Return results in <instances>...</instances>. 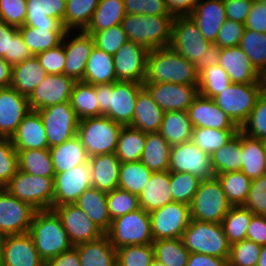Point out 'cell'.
Returning <instances> with one entry per match:
<instances>
[{"label":"cell","mask_w":266,"mask_h":266,"mask_svg":"<svg viewBox=\"0 0 266 266\" xmlns=\"http://www.w3.org/2000/svg\"><path fill=\"white\" fill-rule=\"evenodd\" d=\"M75 80L65 74L47 75L28 97L30 110L70 102Z\"/></svg>","instance_id":"obj_19"},{"label":"cell","mask_w":266,"mask_h":266,"mask_svg":"<svg viewBox=\"0 0 266 266\" xmlns=\"http://www.w3.org/2000/svg\"><path fill=\"white\" fill-rule=\"evenodd\" d=\"M202 180L187 172H170L173 202L190 205Z\"/></svg>","instance_id":"obj_54"},{"label":"cell","mask_w":266,"mask_h":266,"mask_svg":"<svg viewBox=\"0 0 266 266\" xmlns=\"http://www.w3.org/2000/svg\"><path fill=\"white\" fill-rule=\"evenodd\" d=\"M138 199L140 208L149 213L172 203L170 171L153 172L149 182L139 194Z\"/></svg>","instance_id":"obj_29"},{"label":"cell","mask_w":266,"mask_h":266,"mask_svg":"<svg viewBox=\"0 0 266 266\" xmlns=\"http://www.w3.org/2000/svg\"><path fill=\"white\" fill-rule=\"evenodd\" d=\"M66 31L64 34V74L75 81H82L87 60L95 46L93 36L85 31ZM73 34V35H71ZM71 37V39H70Z\"/></svg>","instance_id":"obj_21"},{"label":"cell","mask_w":266,"mask_h":266,"mask_svg":"<svg viewBox=\"0 0 266 266\" xmlns=\"http://www.w3.org/2000/svg\"><path fill=\"white\" fill-rule=\"evenodd\" d=\"M27 0H0V21L17 28L25 24Z\"/></svg>","instance_id":"obj_62"},{"label":"cell","mask_w":266,"mask_h":266,"mask_svg":"<svg viewBox=\"0 0 266 266\" xmlns=\"http://www.w3.org/2000/svg\"><path fill=\"white\" fill-rule=\"evenodd\" d=\"M210 42L204 39L190 16L174 17L170 47L191 63L200 74L204 70V55Z\"/></svg>","instance_id":"obj_7"},{"label":"cell","mask_w":266,"mask_h":266,"mask_svg":"<svg viewBox=\"0 0 266 266\" xmlns=\"http://www.w3.org/2000/svg\"><path fill=\"white\" fill-rule=\"evenodd\" d=\"M33 55L25 45L23 38L18 31L10 40L9 46V64L14 66L18 63L31 58Z\"/></svg>","instance_id":"obj_68"},{"label":"cell","mask_w":266,"mask_h":266,"mask_svg":"<svg viewBox=\"0 0 266 266\" xmlns=\"http://www.w3.org/2000/svg\"><path fill=\"white\" fill-rule=\"evenodd\" d=\"M246 239L259 245H266V216L253 215L248 226Z\"/></svg>","instance_id":"obj_69"},{"label":"cell","mask_w":266,"mask_h":266,"mask_svg":"<svg viewBox=\"0 0 266 266\" xmlns=\"http://www.w3.org/2000/svg\"><path fill=\"white\" fill-rule=\"evenodd\" d=\"M159 133L171 145L191 140L193 125L187 111H166Z\"/></svg>","instance_id":"obj_39"},{"label":"cell","mask_w":266,"mask_h":266,"mask_svg":"<svg viewBox=\"0 0 266 266\" xmlns=\"http://www.w3.org/2000/svg\"><path fill=\"white\" fill-rule=\"evenodd\" d=\"M149 50L128 40L113 55L117 81L144 83Z\"/></svg>","instance_id":"obj_17"},{"label":"cell","mask_w":266,"mask_h":266,"mask_svg":"<svg viewBox=\"0 0 266 266\" xmlns=\"http://www.w3.org/2000/svg\"><path fill=\"white\" fill-rule=\"evenodd\" d=\"M171 147L159 132H148L140 161L153 172L168 171Z\"/></svg>","instance_id":"obj_37"},{"label":"cell","mask_w":266,"mask_h":266,"mask_svg":"<svg viewBox=\"0 0 266 266\" xmlns=\"http://www.w3.org/2000/svg\"><path fill=\"white\" fill-rule=\"evenodd\" d=\"M239 47L250 58L257 72L266 66V33L245 29Z\"/></svg>","instance_id":"obj_52"},{"label":"cell","mask_w":266,"mask_h":266,"mask_svg":"<svg viewBox=\"0 0 266 266\" xmlns=\"http://www.w3.org/2000/svg\"><path fill=\"white\" fill-rule=\"evenodd\" d=\"M215 176L232 206L245 204L252 181L249 177L242 171L219 173Z\"/></svg>","instance_id":"obj_48"},{"label":"cell","mask_w":266,"mask_h":266,"mask_svg":"<svg viewBox=\"0 0 266 266\" xmlns=\"http://www.w3.org/2000/svg\"><path fill=\"white\" fill-rule=\"evenodd\" d=\"M35 209L0 189V233L14 235L28 233Z\"/></svg>","instance_id":"obj_16"},{"label":"cell","mask_w":266,"mask_h":266,"mask_svg":"<svg viewBox=\"0 0 266 266\" xmlns=\"http://www.w3.org/2000/svg\"><path fill=\"white\" fill-rule=\"evenodd\" d=\"M18 152L11 138L0 137V186L4 188L18 171Z\"/></svg>","instance_id":"obj_59"},{"label":"cell","mask_w":266,"mask_h":266,"mask_svg":"<svg viewBox=\"0 0 266 266\" xmlns=\"http://www.w3.org/2000/svg\"><path fill=\"white\" fill-rule=\"evenodd\" d=\"M254 214L245 206H231L230 210L222 219V226L229 243L246 239L249 223Z\"/></svg>","instance_id":"obj_49"},{"label":"cell","mask_w":266,"mask_h":266,"mask_svg":"<svg viewBox=\"0 0 266 266\" xmlns=\"http://www.w3.org/2000/svg\"><path fill=\"white\" fill-rule=\"evenodd\" d=\"M242 132L239 130L233 138L211 155L215 175L225 172L241 171Z\"/></svg>","instance_id":"obj_42"},{"label":"cell","mask_w":266,"mask_h":266,"mask_svg":"<svg viewBox=\"0 0 266 266\" xmlns=\"http://www.w3.org/2000/svg\"><path fill=\"white\" fill-rule=\"evenodd\" d=\"M262 246L244 239L233 243L228 258L229 266H257Z\"/></svg>","instance_id":"obj_57"},{"label":"cell","mask_w":266,"mask_h":266,"mask_svg":"<svg viewBox=\"0 0 266 266\" xmlns=\"http://www.w3.org/2000/svg\"><path fill=\"white\" fill-rule=\"evenodd\" d=\"M53 210L60 217L73 246L98 239L104 234L74 203L55 206Z\"/></svg>","instance_id":"obj_20"},{"label":"cell","mask_w":266,"mask_h":266,"mask_svg":"<svg viewBox=\"0 0 266 266\" xmlns=\"http://www.w3.org/2000/svg\"><path fill=\"white\" fill-rule=\"evenodd\" d=\"M231 84L226 71L219 65H213L199 74V94L213 99Z\"/></svg>","instance_id":"obj_53"},{"label":"cell","mask_w":266,"mask_h":266,"mask_svg":"<svg viewBox=\"0 0 266 266\" xmlns=\"http://www.w3.org/2000/svg\"><path fill=\"white\" fill-rule=\"evenodd\" d=\"M29 233L6 235L3 266H45Z\"/></svg>","instance_id":"obj_25"},{"label":"cell","mask_w":266,"mask_h":266,"mask_svg":"<svg viewBox=\"0 0 266 266\" xmlns=\"http://www.w3.org/2000/svg\"><path fill=\"white\" fill-rule=\"evenodd\" d=\"M47 74H64L65 50L64 37L58 46L35 55Z\"/></svg>","instance_id":"obj_63"},{"label":"cell","mask_w":266,"mask_h":266,"mask_svg":"<svg viewBox=\"0 0 266 266\" xmlns=\"http://www.w3.org/2000/svg\"><path fill=\"white\" fill-rule=\"evenodd\" d=\"M241 162V171L251 180L266 173V155L262 140L242 132Z\"/></svg>","instance_id":"obj_38"},{"label":"cell","mask_w":266,"mask_h":266,"mask_svg":"<svg viewBox=\"0 0 266 266\" xmlns=\"http://www.w3.org/2000/svg\"><path fill=\"white\" fill-rule=\"evenodd\" d=\"M146 132L130 126H122L115 155L121 163L136 162L142 157Z\"/></svg>","instance_id":"obj_43"},{"label":"cell","mask_w":266,"mask_h":266,"mask_svg":"<svg viewBox=\"0 0 266 266\" xmlns=\"http://www.w3.org/2000/svg\"><path fill=\"white\" fill-rule=\"evenodd\" d=\"M254 0H223L226 17L244 24Z\"/></svg>","instance_id":"obj_66"},{"label":"cell","mask_w":266,"mask_h":266,"mask_svg":"<svg viewBox=\"0 0 266 266\" xmlns=\"http://www.w3.org/2000/svg\"><path fill=\"white\" fill-rule=\"evenodd\" d=\"M71 107L79 120L100 117L95 85L76 81L70 99Z\"/></svg>","instance_id":"obj_44"},{"label":"cell","mask_w":266,"mask_h":266,"mask_svg":"<svg viewBox=\"0 0 266 266\" xmlns=\"http://www.w3.org/2000/svg\"><path fill=\"white\" fill-rule=\"evenodd\" d=\"M186 266H229L228 259L190 253Z\"/></svg>","instance_id":"obj_72"},{"label":"cell","mask_w":266,"mask_h":266,"mask_svg":"<svg viewBox=\"0 0 266 266\" xmlns=\"http://www.w3.org/2000/svg\"><path fill=\"white\" fill-rule=\"evenodd\" d=\"M258 83H231L213 100L230 119L240 128L247 120L260 96Z\"/></svg>","instance_id":"obj_11"},{"label":"cell","mask_w":266,"mask_h":266,"mask_svg":"<svg viewBox=\"0 0 266 266\" xmlns=\"http://www.w3.org/2000/svg\"><path fill=\"white\" fill-rule=\"evenodd\" d=\"M125 14L123 0H100L85 32L93 35L95 32L119 25Z\"/></svg>","instance_id":"obj_41"},{"label":"cell","mask_w":266,"mask_h":266,"mask_svg":"<svg viewBox=\"0 0 266 266\" xmlns=\"http://www.w3.org/2000/svg\"><path fill=\"white\" fill-rule=\"evenodd\" d=\"M262 145H263L264 153L266 155V138L262 139Z\"/></svg>","instance_id":"obj_80"},{"label":"cell","mask_w":266,"mask_h":266,"mask_svg":"<svg viewBox=\"0 0 266 266\" xmlns=\"http://www.w3.org/2000/svg\"><path fill=\"white\" fill-rule=\"evenodd\" d=\"M122 125L106 116L79 120L77 136L89 157L115 153Z\"/></svg>","instance_id":"obj_6"},{"label":"cell","mask_w":266,"mask_h":266,"mask_svg":"<svg viewBox=\"0 0 266 266\" xmlns=\"http://www.w3.org/2000/svg\"><path fill=\"white\" fill-rule=\"evenodd\" d=\"M18 32V28L0 21V57L9 64L10 40Z\"/></svg>","instance_id":"obj_71"},{"label":"cell","mask_w":266,"mask_h":266,"mask_svg":"<svg viewBox=\"0 0 266 266\" xmlns=\"http://www.w3.org/2000/svg\"><path fill=\"white\" fill-rule=\"evenodd\" d=\"M218 64L226 71L231 83H258L257 70L239 46L221 48Z\"/></svg>","instance_id":"obj_27"},{"label":"cell","mask_w":266,"mask_h":266,"mask_svg":"<svg viewBox=\"0 0 266 266\" xmlns=\"http://www.w3.org/2000/svg\"><path fill=\"white\" fill-rule=\"evenodd\" d=\"M19 170L35 176L54 178L55 171L49 149L18 151Z\"/></svg>","instance_id":"obj_46"},{"label":"cell","mask_w":266,"mask_h":266,"mask_svg":"<svg viewBox=\"0 0 266 266\" xmlns=\"http://www.w3.org/2000/svg\"><path fill=\"white\" fill-rule=\"evenodd\" d=\"M126 14L171 15L165 0H123Z\"/></svg>","instance_id":"obj_64"},{"label":"cell","mask_w":266,"mask_h":266,"mask_svg":"<svg viewBox=\"0 0 266 266\" xmlns=\"http://www.w3.org/2000/svg\"><path fill=\"white\" fill-rule=\"evenodd\" d=\"M53 208L63 204H73L78 197L92 187V171L89 162L55 174Z\"/></svg>","instance_id":"obj_15"},{"label":"cell","mask_w":266,"mask_h":266,"mask_svg":"<svg viewBox=\"0 0 266 266\" xmlns=\"http://www.w3.org/2000/svg\"><path fill=\"white\" fill-rule=\"evenodd\" d=\"M92 171V187L105 193L118 188L121 162L115 153L89 157Z\"/></svg>","instance_id":"obj_31"},{"label":"cell","mask_w":266,"mask_h":266,"mask_svg":"<svg viewBox=\"0 0 266 266\" xmlns=\"http://www.w3.org/2000/svg\"><path fill=\"white\" fill-rule=\"evenodd\" d=\"M258 86L260 94L266 97V66L258 72Z\"/></svg>","instance_id":"obj_76"},{"label":"cell","mask_w":266,"mask_h":266,"mask_svg":"<svg viewBox=\"0 0 266 266\" xmlns=\"http://www.w3.org/2000/svg\"><path fill=\"white\" fill-rule=\"evenodd\" d=\"M92 36L95 46L111 55H114L128 41L121 24L95 32Z\"/></svg>","instance_id":"obj_60"},{"label":"cell","mask_w":266,"mask_h":266,"mask_svg":"<svg viewBox=\"0 0 266 266\" xmlns=\"http://www.w3.org/2000/svg\"><path fill=\"white\" fill-rule=\"evenodd\" d=\"M164 111L154 102L151 94L143 87L137 95L135 111L130 127L143 132H159Z\"/></svg>","instance_id":"obj_30"},{"label":"cell","mask_w":266,"mask_h":266,"mask_svg":"<svg viewBox=\"0 0 266 266\" xmlns=\"http://www.w3.org/2000/svg\"><path fill=\"white\" fill-rule=\"evenodd\" d=\"M73 247L78 252L81 266H117L116 249L107 234Z\"/></svg>","instance_id":"obj_32"},{"label":"cell","mask_w":266,"mask_h":266,"mask_svg":"<svg viewBox=\"0 0 266 266\" xmlns=\"http://www.w3.org/2000/svg\"><path fill=\"white\" fill-rule=\"evenodd\" d=\"M153 171L149 170L140 160L121 163L119 169L118 188L139 196Z\"/></svg>","instance_id":"obj_47"},{"label":"cell","mask_w":266,"mask_h":266,"mask_svg":"<svg viewBox=\"0 0 266 266\" xmlns=\"http://www.w3.org/2000/svg\"><path fill=\"white\" fill-rule=\"evenodd\" d=\"M48 74L40 65L36 56L11 67L10 85L21 95L29 97L34 89Z\"/></svg>","instance_id":"obj_34"},{"label":"cell","mask_w":266,"mask_h":266,"mask_svg":"<svg viewBox=\"0 0 266 266\" xmlns=\"http://www.w3.org/2000/svg\"><path fill=\"white\" fill-rule=\"evenodd\" d=\"M244 30V24L227 19L218 32L215 44L220 49L239 46Z\"/></svg>","instance_id":"obj_65"},{"label":"cell","mask_w":266,"mask_h":266,"mask_svg":"<svg viewBox=\"0 0 266 266\" xmlns=\"http://www.w3.org/2000/svg\"><path fill=\"white\" fill-rule=\"evenodd\" d=\"M201 0H165L167 9L173 17L189 16Z\"/></svg>","instance_id":"obj_70"},{"label":"cell","mask_w":266,"mask_h":266,"mask_svg":"<svg viewBox=\"0 0 266 266\" xmlns=\"http://www.w3.org/2000/svg\"><path fill=\"white\" fill-rule=\"evenodd\" d=\"M154 102L164 111H187L199 94V85L143 83Z\"/></svg>","instance_id":"obj_18"},{"label":"cell","mask_w":266,"mask_h":266,"mask_svg":"<svg viewBox=\"0 0 266 266\" xmlns=\"http://www.w3.org/2000/svg\"><path fill=\"white\" fill-rule=\"evenodd\" d=\"M28 233L45 263L73 247L60 217L53 209L35 211Z\"/></svg>","instance_id":"obj_3"},{"label":"cell","mask_w":266,"mask_h":266,"mask_svg":"<svg viewBox=\"0 0 266 266\" xmlns=\"http://www.w3.org/2000/svg\"><path fill=\"white\" fill-rule=\"evenodd\" d=\"M15 150L49 149L45 127L37 111L31 110L11 137Z\"/></svg>","instance_id":"obj_28"},{"label":"cell","mask_w":266,"mask_h":266,"mask_svg":"<svg viewBox=\"0 0 266 266\" xmlns=\"http://www.w3.org/2000/svg\"><path fill=\"white\" fill-rule=\"evenodd\" d=\"M170 172H187L200 180L215 177L211 155L200 150L191 141L176 144L170 151Z\"/></svg>","instance_id":"obj_14"},{"label":"cell","mask_w":266,"mask_h":266,"mask_svg":"<svg viewBox=\"0 0 266 266\" xmlns=\"http://www.w3.org/2000/svg\"><path fill=\"white\" fill-rule=\"evenodd\" d=\"M18 31L33 56L61 44L66 32L65 29H37L25 24Z\"/></svg>","instance_id":"obj_40"},{"label":"cell","mask_w":266,"mask_h":266,"mask_svg":"<svg viewBox=\"0 0 266 266\" xmlns=\"http://www.w3.org/2000/svg\"><path fill=\"white\" fill-rule=\"evenodd\" d=\"M37 112L42 118L49 148L77 135L79 119L70 102L42 108Z\"/></svg>","instance_id":"obj_12"},{"label":"cell","mask_w":266,"mask_h":266,"mask_svg":"<svg viewBox=\"0 0 266 266\" xmlns=\"http://www.w3.org/2000/svg\"><path fill=\"white\" fill-rule=\"evenodd\" d=\"M173 19L172 15L125 14L121 26L128 40L153 50L170 45Z\"/></svg>","instance_id":"obj_4"},{"label":"cell","mask_w":266,"mask_h":266,"mask_svg":"<svg viewBox=\"0 0 266 266\" xmlns=\"http://www.w3.org/2000/svg\"><path fill=\"white\" fill-rule=\"evenodd\" d=\"M116 81L113 55L94 46L87 60L82 82L97 85Z\"/></svg>","instance_id":"obj_36"},{"label":"cell","mask_w":266,"mask_h":266,"mask_svg":"<svg viewBox=\"0 0 266 266\" xmlns=\"http://www.w3.org/2000/svg\"><path fill=\"white\" fill-rule=\"evenodd\" d=\"M231 206L217 177L205 179L190 204L191 219L221 223Z\"/></svg>","instance_id":"obj_10"},{"label":"cell","mask_w":266,"mask_h":266,"mask_svg":"<svg viewBox=\"0 0 266 266\" xmlns=\"http://www.w3.org/2000/svg\"><path fill=\"white\" fill-rule=\"evenodd\" d=\"M239 130H218L212 128H193L191 142L203 152L212 155L228 143Z\"/></svg>","instance_id":"obj_51"},{"label":"cell","mask_w":266,"mask_h":266,"mask_svg":"<svg viewBox=\"0 0 266 266\" xmlns=\"http://www.w3.org/2000/svg\"><path fill=\"white\" fill-rule=\"evenodd\" d=\"M4 189L36 211L53 209V178L35 176L18 169Z\"/></svg>","instance_id":"obj_8"},{"label":"cell","mask_w":266,"mask_h":266,"mask_svg":"<svg viewBox=\"0 0 266 266\" xmlns=\"http://www.w3.org/2000/svg\"><path fill=\"white\" fill-rule=\"evenodd\" d=\"M45 266H81V264L77 250L72 247L70 250L50 259Z\"/></svg>","instance_id":"obj_73"},{"label":"cell","mask_w":266,"mask_h":266,"mask_svg":"<svg viewBox=\"0 0 266 266\" xmlns=\"http://www.w3.org/2000/svg\"><path fill=\"white\" fill-rule=\"evenodd\" d=\"M74 204L79 207L104 234L109 231L112 220L108 213L107 193L97 188L90 187L78 197Z\"/></svg>","instance_id":"obj_33"},{"label":"cell","mask_w":266,"mask_h":266,"mask_svg":"<svg viewBox=\"0 0 266 266\" xmlns=\"http://www.w3.org/2000/svg\"><path fill=\"white\" fill-rule=\"evenodd\" d=\"M115 249L128 245H146L154 241L150 213L143 208L112 220L106 233Z\"/></svg>","instance_id":"obj_9"},{"label":"cell","mask_w":266,"mask_h":266,"mask_svg":"<svg viewBox=\"0 0 266 266\" xmlns=\"http://www.w3.org/2000/svg\"><path fill=\"white\" fill-rule=\"evenodd\" d=\"M143 83L116 81L95 85L100 116H106L122 126H130L138 92Z\"/></svg>","instance_id":"obj_2"},{"label":"cell","mask_w":266,"mask_h":266,"mask_svg":"<svg viewBox=\"0 0 266 266\" xmlns=\"http://www.w3.org/2000/svg\"><path fill=\"white\" fill-rule=\"evenodd\" d=\"M49 152L55 174L68 171L89 161L86 149L77 135L61 145L49 148Z\"/></svg>","instance_id":"obj_35"},{"label":"cell","mask_w":266,"mask_h":266,"mask_svg":"<svg viewBox=\"0 0 266 266\" xmlns=\"http://www.w3.org/2000/svg\"><path fill=\"white\" fill-rule=\"evenodd\" d=\"M154 259L152 244L128 245L116 249L117 266H150Z\"/></svg>","instance_id":"obj_55"},{"label":"cell","mask_w":266,"mask_h":266,"mask_svg":"<svg viewBox=\"0 0 266 266\" xmlns=\"http://www.w3.org/2000/svg\"><path fill=\"white\" fill-rule=\"evenodd\" d=\"M11 65L0 57V88L8 87L11 82Z\"/></svg>","instance_id":"obj_75"},{"label":"cell","mask_w":266,"mask_h":266,"mask_svg":"<svg viewBox=\"0 0 266 266\" xmlns=\"http://www.w3.org/2000/svg\"><path fill=\"white\" fill-rule=\"evenodd\" d=\"M5 240L6 235L0 233V266H3Z\"/></svg>","instance_id":"obj_77"},{"label":"cell","mask_w":266,"mask_h":266,"mask_svg":"<svg viewBox=\"0 0 266 266\" xmlns=\"http://www.w3.org/2000/svg\"><path fill=\"white\" fill-rule=\"evenodd\" d=\"M107 207L111 220L140 208L138 196L119 188L107 193Z\"/></svg>","instance_id":"obj_56"},{"label":"cell","mask_w":266,"mask_h":266,"mask_svg":"<svg viewBox=\"0 0 266 266\" xmlns=\"http://www.w3.org/2000/svg\"><path fill=\"white\" fill-rule=\"evenodd\" d=\"M176 83L199 85L195 64L170 46L149 50L144 83Z\"/></svg>","instance_id":"obj_1"},{"label":"cell","mask_w":266,"mask_h":266,"mask_svg":"<svg viewBox=\"0 0 266 266\" xmlns=\"http://www.w3.org/2000/svg\"><path fill=\"white\" fill-rule=\"evenodd\" d=\"M204 53V70L218 64L220 59V48L215 43H210Z\"/></svg>","instance_id":"obj_74"},{"label":"cell","mask_w":266,"mask_h":266,"mask_svg":"<svg viewBox=\"0 0 266 266\" xmlns=\"http://www.w3.org/2000/svg\"><path fill=\"white\" fill-rule=\"evenodd\" d=\"M25 25L48 29H65L66 0H27Z\"/></svg>","instance_id":"obj_24"},{"label":"cell","mask_w":266,"mask_h":266,"mask_svg":"<svg viewBox=\"0 0 266 266\" xmlns=\"http://www.w3.org/2000/svg\"><path fill=\"white\" fill-rule=\"evenodd\" d=\"M184 247L190 253H199L228 259L231 244L221 223L191 219L181 236Z\"/></svg>","instance_id":"obj_5"},{"label":"cell","mask_w":266,"mask_h":266,"mask_svg":"<svg viewBox=\"0 0 266 266\" xmlns=\"http://www.w3.org/2000/svg\"><path fill=\"white\" fill-rule=\"evenodd\" d=\"M28 97L13 87L0 88V137L11 138L22 119L30 112Z\"/></svg>","instance_id":"obj_22"},{"label":"cell","mask_w":266,"mask_h":266,"mask_svg":"<svg viewBox=\"0 0 266 266\" xmlns=\"http://www.w3.org/2000/svg\"><path fill=\"white\" fill-rule=\"evenodd\" d=\"M100 0H66L64 28L66 31H85Z\"/></svg>","instance_id":"obj_45"},{"label":"cell","mask_w":266,"mask_h":266,"mask_svg":"<svg viewBox=\"0 0 266 266\" xmlns=\"http://www.w3.org/2000/svg\"><path fill=\"white\" fill-rule=\"evenodd\" d=\"M189 16L210 43H215L220 28L227 20L223 0H201Z\"/></svg>","instance_id":"obj_26"},{"label":"cell","mask_w":266,"mask_h":266,"mask_svg":"<svg viewBox=\"0 0 266 266\" xmlns=\"http://www.w3.org/2000/svg\"><path fill=\"white\" fill-rule=\"evenodd\" d=\"M239 130L260 140L266 138V97H258L254 108Z\"/></svg>","instance_id":"obj_58"},{"label":"cell","mask_w":266,"mask_h":266,"mask_svg":"<svg viewBox=\"0 0 266 266\" xmlns=\"http://www.w3.org/2000/svg\"><path fill=\"white\" fill-rule=\"evenodd\" d=\"M254 215L266 216V173L251 181L245 204Z\"/></svg>","instance_id":"obj_61"},{"label":"cell","mask_w":266,"mask_h":266,"mask_svg":"<svg viewBox=\"0 0 266 266\" xmlns=\"http://www.w3.org/2000/svg\"><path fill=\"white\" fill-rule=\"evenodd\" d=\"M150 266H166L165 264L161 263L157 259H154Z\"/></svg>","instance_id":"obj_79"},{"label":"cell","mask_w":266,"mask_h":266,"mask_svg":"<svg viewBox=\"0 0 266 266\" xmlns=\"http://www.w3.org/2000/svg\"><path fill=\"white\" fill-rule=\"evenodd\" d=\"M193 128L239 130V127L223 112L213 99L200 94L187 109Z\"/></svg>","instance_id":"obj_23"},{"label":"cell","mask_w":266,"mask_h":266,"mask_svg":"<svg viewBox=\"0 0 266 266\" xmlns=\"http://www.w3.org/2000/svg\"><path fill=\"white\" fill-rule=\"evenodd\" d=\"M257 266H266V245H262L259 262Z\"/></svg>","instance_id":"obj_78"},{"label":"cell","mask_w":266,"mask_h":266,"mask_svg":"<svg viewBox=\"0 0 266 266\" xmlns=\"http://www.w3.org/2000/svg\"><path fill=\"white\" fill-rule=\"evenodd\" d=\"M191 221L190 205L172 202L150 212L154 241L181 238Z\"/></svg>","instance_id":"obj_13"},{"label":"cell","mask_w":266,"mask_h":266,"mask_svg":"<svg viewBox=\"0 0 266 266\" xmlns=\"http://www.w3.org/2000/svg\"><path fill=\"white\" fill-rule=\"evenodd\" d=\"M244 27L258 33H266V6L254 0Z\"/></svg>","instance_id":"obj_67"},{"label":"cell","mask_w":266,"mask_h":266,"mask_svg":"<svg viewBox=\"0 0 266 266\" xmlns=\"http://www.w3.org/2000/svg\"><path fill=\"white\" fill-rule=\"evenodd\" d=\"M155 259L166 266H186L190 252L181 238L161 239L152 242Z\"/></svg>","instance_id":"obj_50"}]
</instances>
